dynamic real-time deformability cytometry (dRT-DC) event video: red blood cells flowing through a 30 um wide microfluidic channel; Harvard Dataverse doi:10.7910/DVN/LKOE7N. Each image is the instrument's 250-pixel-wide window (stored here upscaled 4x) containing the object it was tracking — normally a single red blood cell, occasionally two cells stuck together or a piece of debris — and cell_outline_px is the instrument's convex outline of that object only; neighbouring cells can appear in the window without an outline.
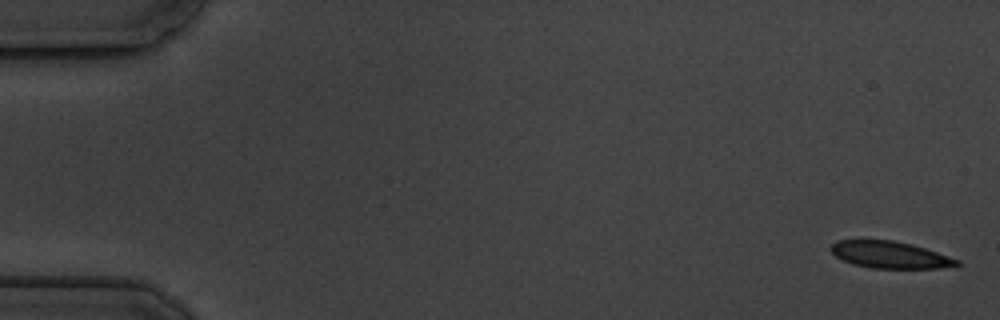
{"species": "common noctule bat (a hibernating species)", "species_latin": "Nyctalus noctula", "temperature_condition": "cold", "stored_images_in_passage": 6, "camera_frame_rate_fps": 3000, "um_per_image_px": 0.085, "animal": {"sex": "male", "body_mass_g": 19.5, "forearm_length_mm": 54.6}, "frame": {"image": 1, "passage_image": 1, "time_ms": 0.0, "image_size_px": [1000, 320], "cell_outline_px": [[960, 264], [940, 268], [872, 268], [852, 264], [836, 256], [832, 252], [832, 244], [836, 240], [892, 240], [912, 244], [960, 260]], "centroid_in_image_um": [75.64, 21.66], "position_along_channel_um": 9.4, "area_um2": 19.48}}